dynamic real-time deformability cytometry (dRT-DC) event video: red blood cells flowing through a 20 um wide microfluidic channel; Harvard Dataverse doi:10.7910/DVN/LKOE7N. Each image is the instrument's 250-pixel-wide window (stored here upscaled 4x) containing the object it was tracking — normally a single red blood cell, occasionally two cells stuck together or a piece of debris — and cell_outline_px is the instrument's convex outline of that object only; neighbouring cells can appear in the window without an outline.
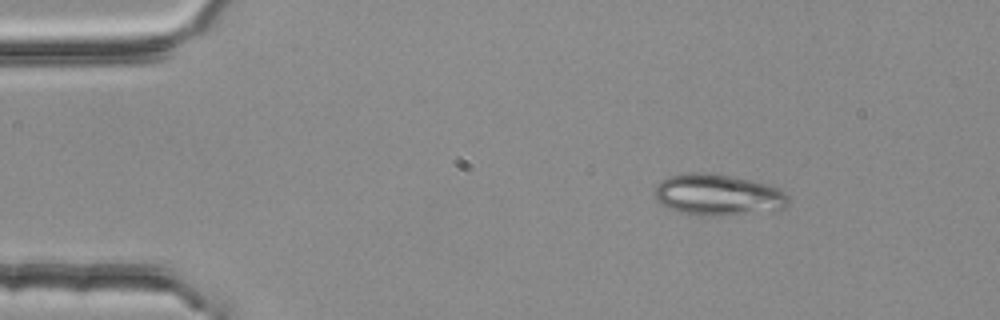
{"species": "common noctule bat (a hibernating species)", "species_latin": "Nyctalus noctula", "temperature_condition": "room temperature", "stored_images_in_passage": 3, "camera_frame_rate_fps": 3000, "um_per_image_px": 0.085, "animal": {"sex": "female", "body_mass_g": 25.1}, "frame": {"image": 1, "passage_image": 1, "time_ms": 0.0, "image_size_px": [1000, 320], "cell_outline_px": [[788, 204], [784, 208], [720, 216], [708, 216], [684, 212], [668, 208], [656, 200], [652, 192], [656, 184], [672, 176], [692, 172], [708, 172], [732, 176], [752, 180], [768, 184], [780, 188], [788, 196]], "centroid_in_image_um": [61.01, 16.54], "position_along_channel_um": 24.0, "area_um2": 32.02}}